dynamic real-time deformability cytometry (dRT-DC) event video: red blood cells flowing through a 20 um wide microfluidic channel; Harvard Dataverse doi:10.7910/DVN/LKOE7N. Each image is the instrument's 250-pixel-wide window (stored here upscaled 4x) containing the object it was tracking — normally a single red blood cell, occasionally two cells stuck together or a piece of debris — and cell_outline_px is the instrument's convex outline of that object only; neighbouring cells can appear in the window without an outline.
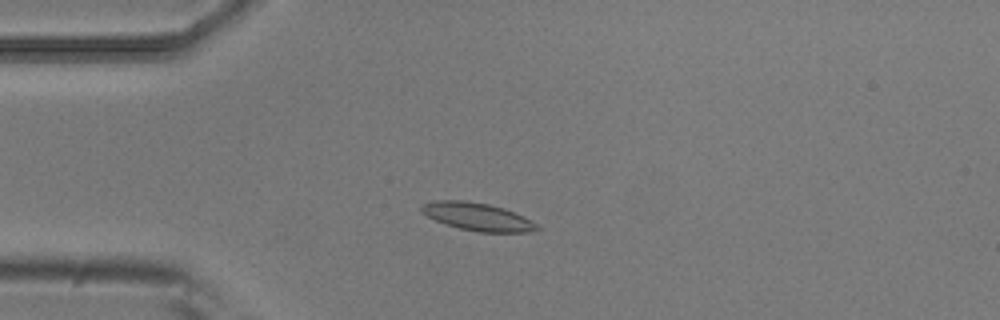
{"species": "common noctule bat (a hibernating species)", "species_latin": "Nyctalus noctula", "temperature_condition": "room temperature", "stored_images_in_passage": 4, "camera_frame_rate_fps": 3000, "um_per_image_px": 0.085, "animal": {"sex": "male", "body_mass_g": 20.5, "forearm_length_mm": 52.5}, "frame": {"image": 1, "passage_image": 4, "time_ms": 1.0, "image_size_px": [1000, 320], "cell_outline_px": [[540, 228], [528, 232], [480, 232], [460, 228], [436, 220], [420, 212], [420, 204], [436, 200], [464, 200], [488, 204], [504, 208], [524, 216], [532, 220]], "centroid_in_image_um": [40.57, 18.4], "position_along_channel_um": 44.4, "area_um2": 18.61}}